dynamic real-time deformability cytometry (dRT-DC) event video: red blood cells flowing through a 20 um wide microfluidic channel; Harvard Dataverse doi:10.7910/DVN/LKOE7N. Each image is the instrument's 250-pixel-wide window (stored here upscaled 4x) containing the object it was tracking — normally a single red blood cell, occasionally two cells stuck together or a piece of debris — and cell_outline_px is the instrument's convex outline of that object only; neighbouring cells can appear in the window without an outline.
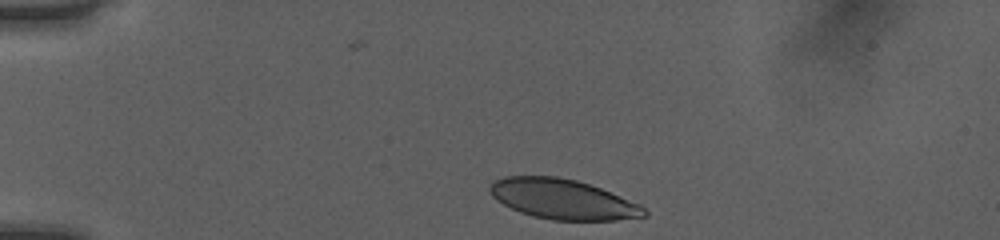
{"species": "human", "species_latin": "Homo sapiens", "temperature_condition": "room temperature", "stored_images_in_passage": 34, "camera_frame_rate_fps": 3000, "um_per_image_px": 0.085, "donor": {"sex": "female"}, "frame": {"image": 1, "passage_image": 1, "time_ms": 0.0, "image_size_px": [1000, 240], "cell_outline_px": [[648, 216], [616, 220], [552, 220], [532, 216], [520, 212], [496, 200], [492, 196], [488, 188], [496, 180], [504, 176], [556, 176], [576, 180], [600, 188], [640, 204], [648, 212]], "centroid_in_image_um": [47.84, 16.93], "position_along_channel_um": 37.2, "area_um2": 35.84}}
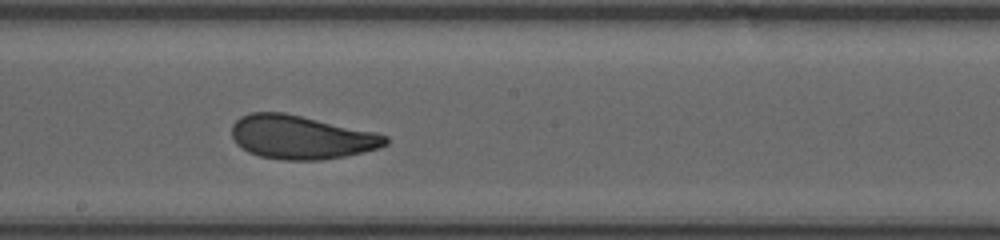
{"frame": {"image": 2, "passage_image": 19, "time_ms": 6.0, "image_size_px": [1000, 240], "cell_outline_px": [[388, 144], [380, 148], [344, 156], [320, 160], [284, 160], [260, 156], [248, 152], [236, 144], [232, 136], [232, 124], [240, 116], [252, 112], [284, 112], [376, 132], [388, 136]], "centroid_in_image_um": [25.59, 11.66], "position_along_channel_um": 222.6, "area_um2": 39.19}}
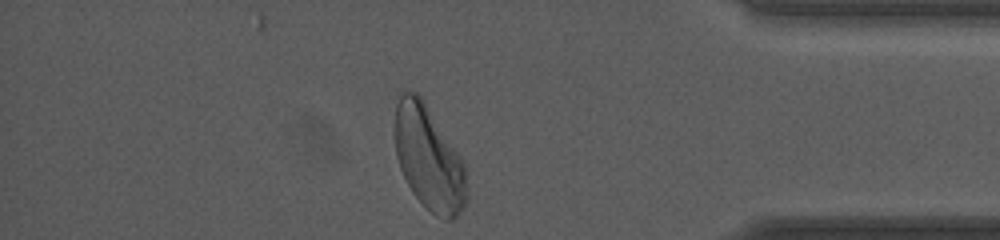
{"frame": {"image": 3, "passage_image": 34, "time_ms": 11.0, "image_size_px": [1000, 240], "cell_outline_px": [[468, 196], [464, 208], [452, 220], [444, 220], [436, 216], [412, 192], [400, 168], [396, 156], [392, 132], [392, 128], [396, 104], [400, 92], [416, 92], [420, 96], [460, 156], [464, 164], [468, 192]], "centroid_in_image_um": [36.42, 13.44], "position_along_channel_um": 398.8, "area_um2": 43.81}, "authors_computed_cell_mechanics": {"area_um2": 39.1884, "velocity_mm_per_s": 4.0206, "shape_relaxation_time_tau1_ms": 4.1056, "shape_relaxation_time_tau2_ms": 1.3227, "deformation_change_tau1": 0.1411, "deformation_change_tau2": 0.0654}}